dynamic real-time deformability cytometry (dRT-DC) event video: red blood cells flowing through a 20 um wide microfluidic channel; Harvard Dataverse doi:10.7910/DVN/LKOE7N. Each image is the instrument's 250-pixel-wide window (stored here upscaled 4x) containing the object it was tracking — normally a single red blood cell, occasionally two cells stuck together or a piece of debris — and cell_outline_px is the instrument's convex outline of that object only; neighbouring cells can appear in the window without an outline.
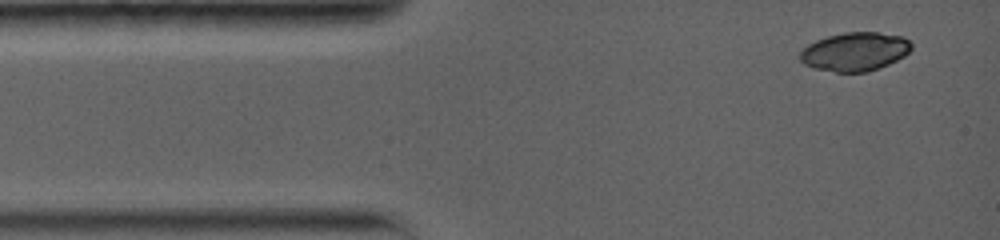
{"species": "common noctule bat (a hibernating species)", "species_latin": "Nyctalus noctula", "temperature_condition": "warm", "stored_images_in_passage": 20, "camera_frame_rate_fps": 5000, "um_per_image_px": 0.085, "animal": {"sex": "female", "body_mass_g": 19.0, "forearm_length_mm": 56.7}, "frame": {"image": 1, "passage_image": 1, "time_ms": 0.0, "image_size_px": [1000, 240], "cell_outline_px": [[912, 48], [904, 56], [888, 64], [868, 72], [836, 72], [816, 68], [804, 64], [800, 60], [800, 52], [808, 44], [816, 40], [828, 36], [844, 32], [876, 32], [904, 36], [912, 44]], "centroid_in_image_um": [72.68, 4.38], "position_along_channel_um": 12.3, "area_um2": 25.03}}
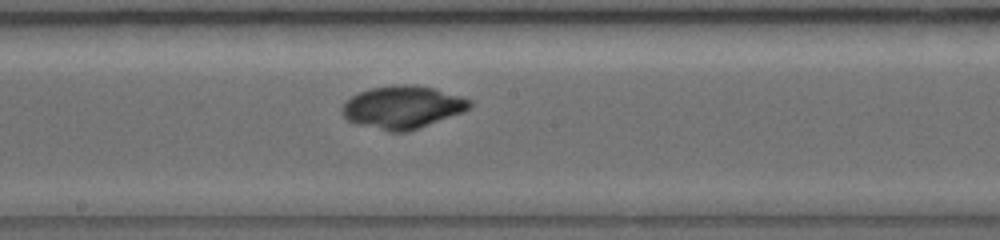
{"frame": {"image": 2, "passage_image": 12, "time_ms": 6.8, "image_size_px": [1000, 240], "cell_outline_px": [[472, 104], [464, 112], [404, 132], [388, 132], [356, 124], [348, 120], [340, 112], [340, 108], [352, 96], [368, 88], [396, 84], [412, 84], [432, 88], [460, 96], [472, 100]], "centroid_in_image_um": [34.18, 9.11], "position_along_channel_um": 214.0, "area_um2": 31.62}}
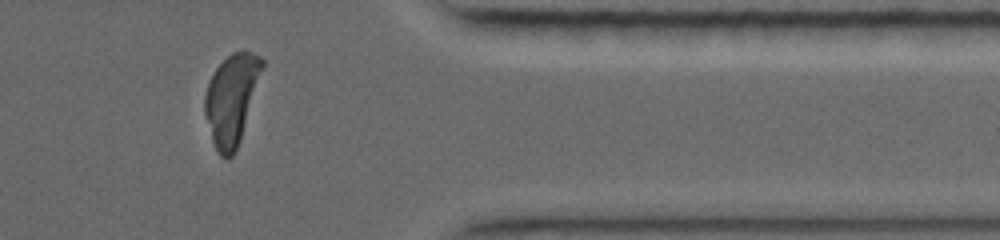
{"frame": {"image": 3, "passage_image": 20, "time_ms": 11.8, "image_size_px": [1000, 240], "cell_outline_px": [[264, 64], [240, 140], [236, 152], [228, 160], [224, 160], [216, 152], [212, 140], [204, 112], [204, 96], [208, 84], [216, 68], [232, 52], [252, 52], [260, 56], [264, 60]], "centroid_in_image_um": [19.67, 8.48], "position_along_channel_um": 391.7, "area_um2": 29.82}}